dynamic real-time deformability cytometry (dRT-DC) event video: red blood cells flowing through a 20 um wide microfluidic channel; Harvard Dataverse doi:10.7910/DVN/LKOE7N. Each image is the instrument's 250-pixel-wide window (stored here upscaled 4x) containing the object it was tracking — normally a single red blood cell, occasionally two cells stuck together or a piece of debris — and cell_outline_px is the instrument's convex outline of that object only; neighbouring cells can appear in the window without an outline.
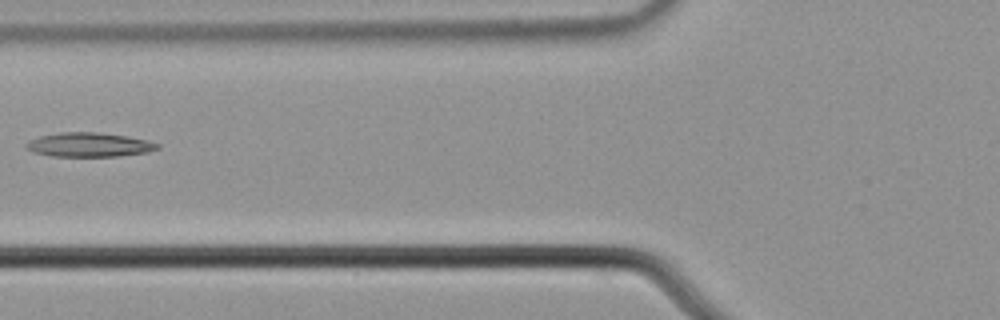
{"species": "common noctule bat (a hibernating species)", "species_latin": "Nyctalus noctula", "temperature_condition": "cold", "stored_images_in_passage": 7, "camera_frame_rate_fps": 3000, "um_per_image_px": 0.085, "animal": {"sex": "male", "body_mass_g": 21.5, "forearm_length_mm": 52.0}, "frame": {"image": 1, "passage_image": 7, "time_ms": 2.0, "image_size_px": [1000, 320], "cell_outline_px": [[160, 148], [148, 152], [116, 156], [52, 156], [32, 152], [24, 148], [24, 144], [28, 140], [40, 136], [60, 132], [100, 132], [128, 136], [148, 140], [160, 144]], "centroid_in_image_um": [7.55, 12.29], "position_along_channel_um": 118.2, "area_um2": 18.73}}